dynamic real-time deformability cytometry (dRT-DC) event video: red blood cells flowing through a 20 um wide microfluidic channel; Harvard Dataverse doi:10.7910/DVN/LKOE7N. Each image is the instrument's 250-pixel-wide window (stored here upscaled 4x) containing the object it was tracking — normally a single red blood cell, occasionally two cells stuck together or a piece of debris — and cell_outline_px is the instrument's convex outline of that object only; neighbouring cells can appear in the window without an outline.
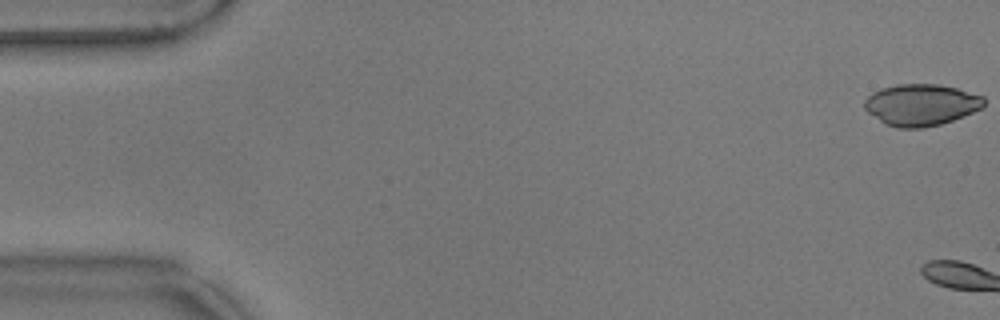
{"species": "common noctule bat (a hibernating species)", "species_latin": "Nyctalus noctula", "temperature_condition": "warm", "stored_images_in_passage": 3, "camera_frame_rate_fps": 3000, "um_per_image_px": 0.085, "animal": {"sex": "male", "body_mass_g": 17.9}, "frame": {"image": 1, "passage_image": 1, "time_ms": 0.0, "image_size_px": [1000, 320], "cell_outline_px": [[984, 108], [952, 120], [940, 124], [924, 128], [896, 128], [884, 124], [868, 112], [864, 108], [864, 100], [872, 92], [880, 88], [896, 84], [940, 84], [956, 88], [984, 96]], "centroid_in_image_um": [78.28, 8.91], "position_along_channel_um": 6.7, "area_um2": 29.19}}